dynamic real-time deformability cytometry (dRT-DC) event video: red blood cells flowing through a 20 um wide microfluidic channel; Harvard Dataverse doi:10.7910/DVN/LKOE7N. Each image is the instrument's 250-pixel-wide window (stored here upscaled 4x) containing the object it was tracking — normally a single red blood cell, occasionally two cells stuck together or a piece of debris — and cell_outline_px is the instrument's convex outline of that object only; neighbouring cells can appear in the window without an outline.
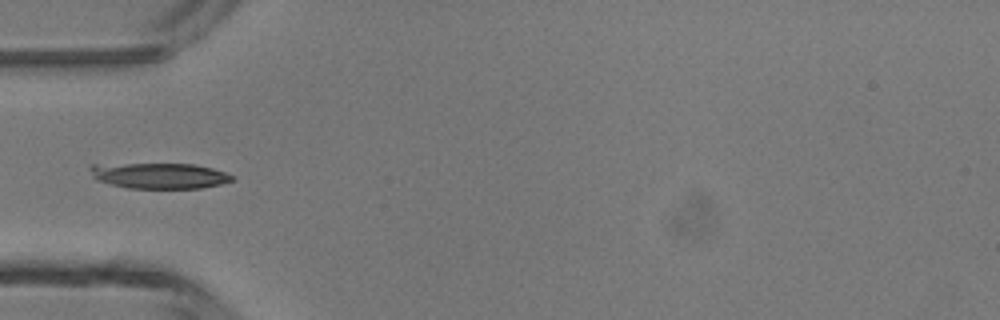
{"species": "common noctule bat (a hibernating species)", "species_latin": "Nyctalus noctula", "temperature_condition": "room temperature", "stored_images_in_passage": 33, "camera_frame_rate_fps": 3000, "um_per_image_px": 0.085, "animal": {"sex": "male", "body_mass_g": 13.3}, "frame": {"image": 1, "passage_image": 1, "time_ms": 0.0, "image_size_px": [1000, 320], "cell_outline_px": [[232, 180], [220, 184], [200, 188], [128, 188], [96, 180], [92, 176], [88, 168], [92, 164], [192, 164], [212, 168], [224, 172], [232, 176]], "centroid_in_image_um": [13.49, 14.93], "position_along_channel_um": 71.5, "area_um2": 21.04}}
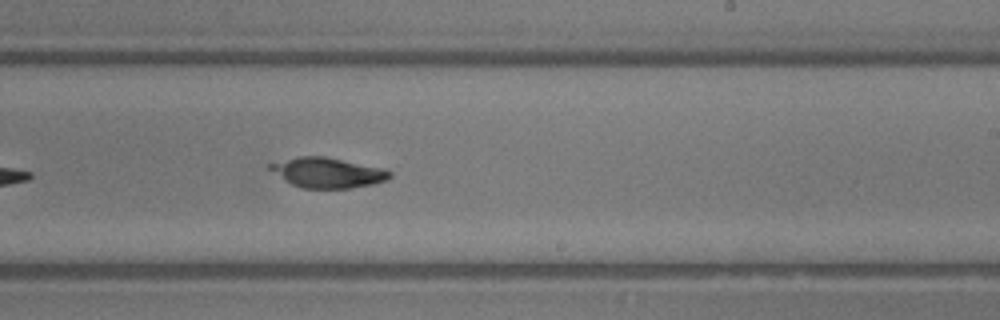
{"frame": {"image": 2, "passage_image": 14, "time_ms": 4.333, "image_size_px": [1000, 320], "cell_outline_px": [[392, 176], [388, 180], [372, 184], [352, 188], [304, 188], [292, 184], [284, 180], [268, 168], [268, 164], [296, 156], [324, 156], [384, 168], [392, 172]], "centroid_in_image_um": [27.86, 14.67], "position_along_channel_um": 261.1, "area_um2": 21.04}}
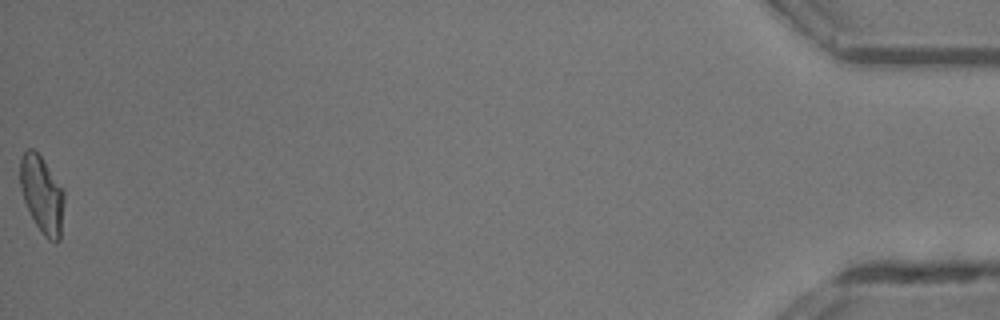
{"frame": {"image": 3, "passage_image": 33, "time_ms": 10.667, "image_size_px": [1000, 320], "cell_outline_px": [[64, 200], [60, 240], [56, 244], [48, 240], [44, 236], [36, 224], [24, 200], [20, 184], [20, 160], [24, 152], [28, 148], [32, 148], [40, 156], [64, 188]], "centroid_in_image_um": [3.59, 16.55], "position_along_channel_um": 431.6, "area_um2": 19.71}, "authors_computed_cell_mechanics": {"area_um2": 20.519, "velocity_mm_per_s": 4.3582, "shape_relaxation_time_tau1_ms": 8.776, "shape_relaxation_time_tau2_ms": null, "deformation_change_tau1": 0.2421, "deformation_change_tau2": null}}